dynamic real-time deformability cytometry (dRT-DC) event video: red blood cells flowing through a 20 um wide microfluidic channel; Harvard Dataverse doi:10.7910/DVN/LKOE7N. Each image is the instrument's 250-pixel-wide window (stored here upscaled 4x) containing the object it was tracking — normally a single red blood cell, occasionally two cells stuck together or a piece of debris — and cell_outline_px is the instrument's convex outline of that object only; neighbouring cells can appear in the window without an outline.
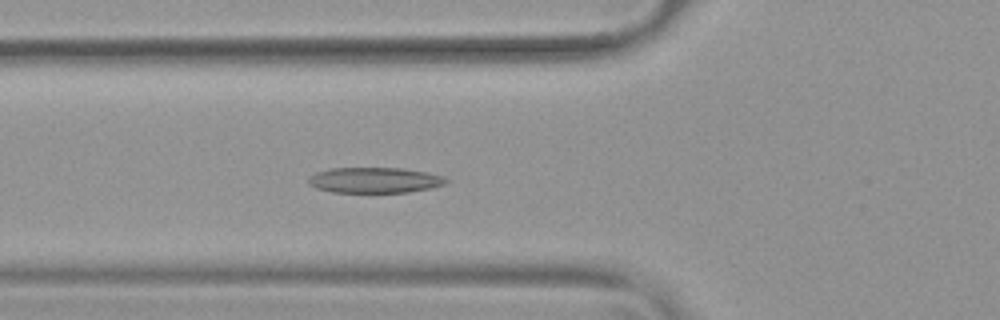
{"species": "common noctule bat (a hibernating species)", "species_latin": "Nyctalus noctula", "temperature_condition": "warm", "stored_images_in_passage": 54, "camera_frame_rate_fps": 3000, "um_per_image_px": 0.085, "animal": {"sex": "female", "body_mass_g": 19.9}, "frame": {"image": 1, "passage_image": 20, "time_ms": 6.333, "image_size_px": [1000, 320], "cell_outline_px": [[448, 180], [444, 184], [428, 188], [408, 192], [332, 192], [316, 188], [308, 184], [308, 176], [316, 172], [332, 168], [400, 168], [424, 172], [444, 176]], "centroid_in_image_um": [31.78, 15.31], "position_along_channel_um": 94.0, "area_um2": 20.35}}
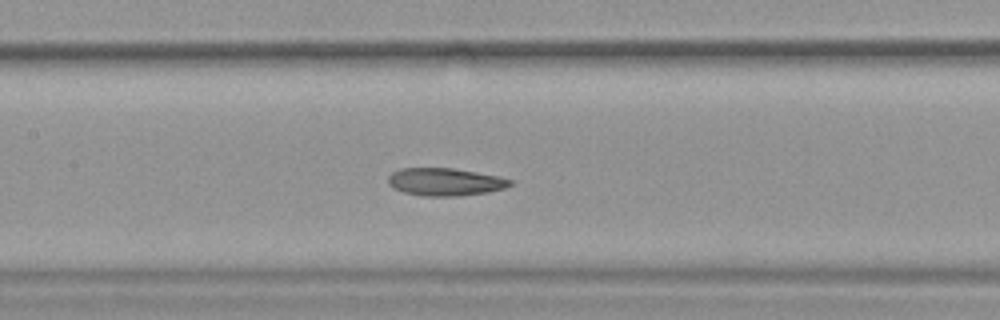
{"frame": {"image": 2, "passage_image": 26, "time_ms": 8.333, "image_size_px": [1000, 320], "cell_outline_px": [[512, 184], [504, 188], [488, 192], [460, 196], [424, 196], [404, 192], [392, 188], [388, 184], [388, 176], [392, 172], [400, 168], [452, 168], [500, 176], [512, 180]], "centroid_in_image_um": [37.82, 15.46], "position_along_channel_um": 169.6, "area_um2": 19.77}}
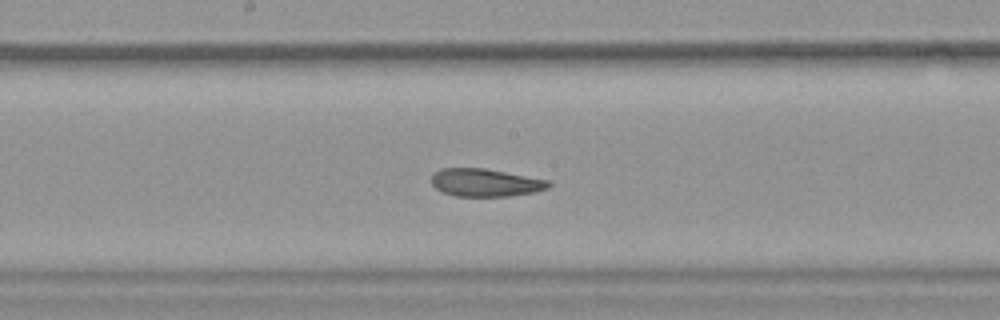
{"frame": {"image": 3, "passage_image": 29, "time_ms": 9.333, "image_size_px": [1000, 320], "cell_outline_px": [[552, 184], [548, 188], [532, 192], [508, 196], [456, 196], [444, 192], [436, 188], [432, 184], [432, 172], [440, 168], [484, 168], [548, 180]], "centroid_in_image_um": [41.22, 15.51], "position_along_channel_um": 207.0, "area_um2": 18.84}, "authors_computed_cell_mechanics": {"area_um2": 21.1259, "velocity_mm_per_s": 3.7745, "shape_relaxation_time_tau1_ms": 3.6356, "shape_relaxation_time_tau2_ms": 2.7649, "deformation_change_tau1": 0.1314, "deformation_change_tau2": 0.0999}}